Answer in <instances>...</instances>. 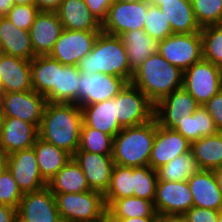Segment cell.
Instances as JSON below:
<instances>
[{
  "instance_id": "obj_12",
  "label": "cell",
  "mask_w": 222,
  "mask_h": 222,
  "mask_svg": "<svg viewBox=\"0 0 222 222\" xmlns=\"http://www.w3.org/2000/svg\"><path fill=\"white\" fill-rule=\"evenodd\" d=\"M199 107L197 101L181 87L155 104L154 118L158 125L175 130Z\"/></svg>"
},
{
  "instance_id": "obj_25",
  "label": "cell",
  "mask_w": 222,
  "mask_h": 222,
  "mask_svg": "<svg viewBox=\"0 0 222 222\" xmlns=\"http://www.w3.org/2000/svg\"><path fill=\"white\" fill-rule=\"evenodd\" d=\"M83 125L113 138L122 130L115 117V97L91 105L81 106Z\"/></svg>"
},
{
  "instance_id": "obj_39",
  "label": "cell",
  "mask_w": 222,
  "mask_h": 222,
  "mask_svg": "<svg viewBox=\"0 0 222 222\" xmlns=\"http://www.w3.org/2000/svg\"><path fill=\"white\" fill-rule=\"evenodd\" d=\"M157 181V172L149 165L134 167V196L153 202Z\"/></svg>"
},
{
  "instance_id": "obj_8",
  "label": "cell",
  "mask_w": 222,
  "mask_h": 222,
  "mask_svg": "<svg viewBox=\"0 0 222 222\" xmlns=\"http://www.w3.org/2000/svg\"><path fill=\"white\" fill-rule=\"evenodd\" d=\"M158 53L184 72L203 59L201 33L172 34L158 42Z\"/></svg>"
},
{
  "instance_id": "obj_4",
  "label": "cell",
  "mask_w": 222,
  "mask_h": 222,
  "mask_svg": "<svg viewBox=\"0 0 222 222\" xmlns=\"http://www.w3.org/2000/svg\"><path fill=\"white\" fill-rule=\"evenodd\" d=\"M157 121L138 126L122 128L113 138L112 158L114 164L129 167H143L149 164Z\"/></svg>"
},
{
  "instance_id": "obj_38",
  "label": "cell",
  "mask_w": 222,
  "mask_h": 222,
  "mask_svg": "<svg viewBox=\"0 0 222 222\" xmlns=\"http://www.w3.org/2000/svg\"><path fill=\"white\" fill-rule=\"evenodd\" d=\"M203 59L222 69V25L201 29Z\"/></svg>"
},
{
  "instance_id": "obj_41",
  "label": "cell",
  "mask_w": 222,
  "mask_h": 222,
  "mask_svg": "<svg viewBox=\"0 0 222 222\" xmlns=\"http://www.w3.org/2000/svg\"><path fill=\"white\" fill-rule=\"evenodd\" d=\"M143 30L158 42L173 34L171 25L161 9L152 5L148 7Z\"/></svg>"
},
{
  "instance_id": "obj_46",
  "label": "cell",
  "mask_w": 222,
  "mask_h": 222,
  "mask_svg": "<svg viewBox=\"0 0 222 222\" xmlns=\"http://www.w3.org/2000/svg\"><path fill=\"white\" fill-rule=\"evenodd\" d=\"M90 12L102 23L106 17L109 7L114 0H84Z\"/></svg>"
},
{
  "instance_id": "obj_5",
  "label": "cell",
  "mask_w": 222,
  "mask_h": 222,
  "mask_svg": "<svg viewBox=\"0 0 222 222\" xmlns=\"http://www.w3.org/2000/svg\"><path fill=\"white\" fill-rule=\"evenodd\" d=\"M53 194L62 222L98 221L107 211L104 194L96 190Z\"/></svg>"
},
{
  "instance_id": "obj_33",
  "label": "cell",
  "mask_w": 222,
  "mask_h": 222,
  "mask_svg": "<svg viewBox=\"0 0 222 222\" xmlns=\"http://www.w3.org/2000/svg\"><path fill=\"white\" fill-rule=\"evenodd\" d=\"M175 130L190 143L201 137L212 136L219 132L212 117L203 106H200L192 116L181 121L180 126Z\"/></svg>"
},
{
  "instance_id": "obj_37",
  "label": "cell",
  "mask_w": 222,
  "mask_h": 222,
  "mask_svg": "<svg viewBox=\"0 0 222 222\" xmlns=\"http://www.w3.org/2000/svg\"><path fill=\"white\" fill-rule=\"evenodd\" d=\"M113 137L101 131L82 125L77 151H88L102 155H112Z\"/></svg>"
},
{
  "instance_id": "obj_58",
  "label": "cell",
  "mask_w": 222,
  "mask_h": 222,
  "mask_svg": "<svg viewBox=\"0 0 222 222\" xmlns=\"http://www.w3.org/2000/svg\"><path fill=\"white\" fill-rule=\"evenodd\" d=\"M13 222H26L22 218H20L18 215L15 217Z\"/></svg>"
},
{
  "instance_id": "obj_36",
  "label": "cell",
  "mask_w": 222,
  "mask_h": 222,
  "mask_svg": "<svg viewBox=\"0 0 222 222\" xmlns=\"http://www.w3.org/2000/svg\"><path fill=\"white\" fill-rule=\"evenodd\" d=\"M107 211L116 219L158 217L152 201L135 196L116 199L107 208Z\"/></svg>"
},
{
  "instance_id": "obj_44",
  "label": "cell",
  "mask_w": 222,
  "mask_h": 222,
  "mask_svg": "<svg viewBox=\"0 0 222 222\" xmlns=\"http://www.w3.org/2000/svg\"><path fill=\"white\" fill-rule=\"evenodd\" d=\"M220 211L192 206L183 216L187 222H218Z\"/></svg>"
},
{
  "instance_id": "obj_30",
  "label": "cell",
  "mask_w": 222,
  "mask_h": 222,
  "mask_svg": "<svg viewBox=\"0 0 222 222\" xmlns=\"http://www.w3.org/2000/svg\"><path fill=\"white\" fill-rule=\"evenodd\" d=\"M47 187L52 193H81L91 190L83 170L73 157L47 182Z\"/></svg>"
},
{
  "instance_id": "obj_24",
  "label": "cell",
  "mask_w": 222,
  "mask_h": 222,
  "mask_svg": "<svg viewBox=\"0 0 222 222\" xmlns=\"http://www.w3.org/2000/svg\"><path fill=\"white\" fill-rule=\"evenodd\" d=\"M56 12L65 30L102 31V23L90 12L84 0H63Z\"/></svg>"
},
{
  "instance_id": "obj_42",
  "label": "cell",
  "mask_w": 222,
  "mask_h": 222,
  "mask_svg": "<svg viewBox=\"0 0 222 222\" xmlns=\"http://www.w3.org/2000/svg\"><path fill=\"white\" fill-rule=\"evenodd\" d=\"M23 193L19 189L14 177L6 169L0 175V204L18 209Z\"/></svg>"
},
{
  "instance_id": "obj_13",
  "label": "cell",
  "mask_w": 222,
  "mask_h": 222,
  "mask_svg": "<svg viewBox=\"0 0 222 222\" xmlns=\"http://www.w3.org/2000/svg\"><path fill=\"white\" fill-rule=\"evenodd\" d=\"M153 204L158 216L184 215L193 206L188 182L157 181Z\"/></svg>"
},
{
  "instance_id": "obj_47",
  "label": "cell",
  "mask_w": 222,
  "mask_h": 222,
  "mask_svg": "<svg viewBox=\"0 0 222 222\" xmlns=\"http://www.w3.org/2000/svg\"><path fill=\"white\" fill-rule=\"evenodd\" d=\"M63 0H35V5L40 11L56 12Z\"/></svg>"
},
{
  "instance_id": "obj_31",
  "label": "cell",
  "mask_w": 222,
  "mask_h": 222,
  "mask_svg": "<svg viewBox=\"0 0 222 222\" xmlns=\"http://www.w3.org/2000/svg\"><path fill=\"white\" fill-rule=\"evenodd\" d=\"M58 61L47 56H35L31 60L33 90L46 97L57 87Z\"/></svg>"
},
{
  "instance_id": "obj_52",
  "label": "cell",
  "mask_w": 222,
  "mask_h": 222,
  "mask_svg": "<svg viewBox=\"0 0 222 222\" xmlns=\"http://www.w3.org/2000/svg\"><path fill=\"white\" fill-rule=\"evenodd\" d=\"M215 178L217 180L218 187L222 193V167H218L213 170Z\"/></svg>"
},
{
  "instance_id": "obj_32",
  "label": "cell",
  "mask_w": 222,
  "mask_h": 222,
  "mask_svg": "<svg viewBox=\"0 0 222 222\" xmlns=\"http://www.w3.org/2000/svg\"><path fill=\"white\" fill-rule=\"evenodd\" d=\"M191 152L199 169L214 170L222 167V132L192 142Z\"/></svg>"
},
{
  "instance_id": "obj_60",
  "label": "cell",
  "mask_w": 222,
  "mask_h": 222,
  "mask_svg": "<svg viewBox=\"0 0 222 222\" xmlns=\"http://www.w3.org/2000/svg\"><path fill=\"white\" fill-rule=\"evenodd\" d=\"M218 222H222V210H220Z\"/></svg>"
},
{
  "instance_id": "obj_14",
  "label": "cell",
  "mask_w": 222,
  "mask_h": 222,
  "mask_svg": "<svg viewBox=\"0 0 222 222\" xmlns=\"http://www.w3.org/2000/svg\"><path fill=\"white\" fill-rule=\"evenodd\" d=\"M7 169L23 194L47 186V182L41 176L33 147L8 155Z\"/></svg>"
},
{
  "instance_id": "obj_26",
  "label": "cell",
  "mask_w": 222,
  "mask_h": 222,
  "mask_svg": "<svg viewBox=\"0 0 222 222\" xmlns=\"http://www.w3.org/2000/svg\"><path fill=\"white\" fill-rule=\"evenodd\" d=\"M0 44L4 54L29 61L35 57L29 31L18 28L6 17H0Z\"/></svg>"
},
{
  "instance_id": "obj_28",
  "label": "cell",
  "mask_w": 222,
  "mask_h": 222,
  "mask_svg": "<svg viewBox=\"0 0 222 222\" xmlns=\"http://www.w3.org/2000/svg\"><path fill=\"white\" fill-rule=\"evenodd\" d=\"M80 73L77 66L58 62L57 87L46 96L47 102L79 105Z\"/></svg>"
},
{
  "instance_id": "obj_22",
  "label": "cell",
  "mask_w": 222,
  "mask_h": 222,
  "mask_svg": "<svg viewBox=\"0 0 222 222\" xmlns=\"http://www.w3.org/2000/svg\"><path fill=\"white\" fill-rule=\"evenodd\" d=\"M150 5L159 7L169 21L173 34L200 32L191 0H147Z\"/></svg>"
},
{
  "instance_id": "obj_34",
  "label": "cell",
  "mask_w": 222,
  "mask_h": 222,
  "mask_svg": "<svg viewBox=\"0 0 222 222\" xmlns=\"http://www.w3.org/2000/svg\"><path fill=\"white\" fill-rule=\"evenodd\" d=\"M134 167L115 164L104 200L108 208L116 199L134 196Z\"/></svg>"
},
{
  "instance_id": "obj_16",
  "label": "cell",
  "mask_w": 222,
  "mask_h": 222,
  "mask_svg": "<svg viewBox=\"0 0 222 222\" xmlns=\"http://www.w3.org/2000/svg\"><path fill=\"white\" fill-rule=\"evenodd\" d=\"M17 215L26 222H62L55 196L47 186L38 191L24 193Z\"/></svg>"
},
{
  "instance_id": "obj_57",
  "label": "cell",
  "mask_w": 222,
  "mask_h": 222,
  "mask_svg": "<svg viewBox=\"0 0 222 222\" xmlns=\"http://www.w3.org/2000/svg\"><path fill=\"white\" fill-rule=\"evenodd\" d=\"M4 114L1 110V107H0V132H1V129H2V126H3V121H4Z\"/></svg>"
},
{
  "instance_id": "obj_45",
  "label": "cell",
  "mask_w": 222,
  "mask_h": 222,
  "mask_svg": "<svg viewBox=\"0 0 222 222\" xmlns=\"http://www.w3.org/2000/svg\"><path fill=\"white\" fill-rule=\"evenodd\" d=\"M212 117L219 132H222V89L215 94L204 106Z\"/></svg>"
},
{
  "instance_id": "obj_55",
  "label": "cell",
  "mask_w": 222,
  "mask_h": 222,
  "mask_svg": "<svg viewBox=\"0 0 222 222\" xmlns=\"http://www.w3.org/2000/svg\"><path fill=\"white\" fill-rule=\"evenodd\" d=\"M14 5H35V0H12Z\"/></svg>"
},
{
  "instance_id": "obj_53",
  "label": "cell",
  "mask_w": 222,
  "mask_h": 222,
  "mask_svg": "<svg viewBox=\"0 0 222 222\" xmlns=\"http://www.w3.org/2000/svg\"><path fill=\"white\" fill-rule=\"evenodd\" d=\"M99 222H121L119 219H116L112 214L106 211L103 216L99 219Z\"/></svg>"
},
{
  "instance_id": "obj_49",
  "label": "cell",
  "mask_w": 222,
  "mask_h": 222,
  "mask_svg": "<svg viewBox=\"0 0 222 222\" xmlns=\"http://www.w3.org/2000/svg\"><path fill=\"white\" fill-rule=\"evenodd\" d=\"M13 5L12 0H0V17H5Z\"/></svg>"
},
{
  "instance_id": "obj_23",
  "label": "cell",
  "mask_w": 222,
  "mask_h": 222,
  "mask_svg": "<svg viewBox=\"0 0 222 222\" xmlns=\"http://www.w3.org/2000/svg\"><path fill=\"white\" fill-rule=\"evenodd\" d=\"M187 182L193 196V206L222 210V193L213 170L199 169Z\"/></svg>"
},
{
  "instance_id": "obj_3",
  "label": "cell",
  "mask_w": 222,
  "mask_h": 222,
  "mask_svg": "<svg viewBox=\"0 0 222 222\" xmlns=\"http://www.w3.org/2000/svg\"><path fill=\"white\" fill-rule=\"evenodd\" d=\"M131 83L154 104L183 87V71L159 53L149 56L135 71Z\"/></svg>"
},
{
  "instance_id": "obj_51",
  "label": "cell",
  "mask_w": 222,
  "mask_h": 222,
  "mask_svg": "<svg viewBox=\"0 0 222 222\" xmlns=\"http://www.w3.org/2000/svg\"><path fill=\"white\" fill-rule=\"evenodd\" d=\"M157 217H133L127 219H119L121 222H153Z\"/></svg>"
},
{
  "instance_id": "obj_2",
  "label": "cell",
  "mask_w": 222,
  "mask_h": 222,
  "mask_svg": "<svg viewBox=\"0 0 222 222\" xmlns=\"http://www.w3.org/2000/svg\"><path fill=\"white\" fill-rule=\"evenodd\" d=\"M77 68L80 72L89 75L102 73L122 77L128 83L131 82L134 74L129 66L121 37L103 31L98 34L92 51L80 59Z\"/></svg>"
},
{
  "instance_id": "obj_61",
  "label": "cell",
  "mask_w": 222,
  "mask_h": 222,
  "mask_svg": "<svg viewBox=\"0 0 222 222\" xmlns=\"http://www.w3.org/2000/svg\"><path fill=\"white\" fill-rule=\"evenodd\" d=\"M153 222H164L159 216Z\"/></svg>"
},
{
  "instance_id": "obj_10",
  "label": "cell",
  "mask_w": 222,
  "mask_h": 222,
  "mask_svg": "<svg viewBox=\"0 0 222 222\" xmlns=\"http://www.w3.org/2000/svg\"><path fill=\"white\" fill-rule=\"evenodd\" d=\"M150 6L144 2H116L109 7L107 17L102 22V31L115 36L135 29H144L145 16Z\"/></svg>"
},
{
  "instance_id": "obj_50",
  "label": "cell",
  "mask_w": 222,
  "mask_h": 222,
  "mask_svg": "<svg viewBox=\"0 0 222 222\" xmlns=\"http://www.w3.org/2000/svg\"><path fill=\"white\" fill-rule=\"evenodd\" d=\"M164 222H187L183 215H163L159 216Z\"/></svg>"
},
{
  "instance_id": "obj_29",
  "label": "cell",
  "mask_w": 222,
  "mask_h": 222,
  "mask_svg": "<svg viewBox=\"0 0 222 222\" xmlns=\"http://www.w3.org/2000/svg\"><path fill=\"white\" fill-rule=\"evenodd\" d=\"M34 151L42 178L48 182L72 158V156L52 143L37 137Z\"/></svg>"
},
{
  "instance_id": "obj_6",
  "label": "cell",
  "mask_w": 222,
  "mask_h": 222,
  "mask_svg": "<svg viewBox=\"0 0 222 222\" xmlns=\"http://www.w3.org/2000/svg\"><path fill=\"white\" fill-rule=\"evenodd\" d=\"M155 104L131 82L115 96V117L122 128L154 119Z\"/></svg>"
},
{
  "instance_id": "obj_54",
  "label": "cell",
  "mask_w": 222,
  "mask_h": 222,
  "mask_svg": "<svg viewBox=\"0 0 222 222\" xmlns=\"http://www.w3.org/2000/svg\"><path fill=\"white\" fill-rule=\"evenodd\" d=\"M7 169V155L0 152V175Z\"/></svg>"
},
{
  "instance_id": "obj_27",
  "label": "cell",
  "mask_w": 222,
  "mask_h": 222,
  "mask_svg": "<svg viewBox=\"0 0 222 222\" xmlns=\"http://www.w3.org/2000/svg\"><path fill=\"white\" fill-rule=\"evenodd\" d=\"M128 63L134 72L149 56L158 53V41L148 35L143 29H135L121 36Z\"/></svg>"
},
{
  "instance_id": "obj_43",
  "label": "cell",
  "mask_w": 222,
  "mask_h": 222,
  "mask_svg": "<svg viewBox=\"0 0 222 222\" xmlns=\"http://www.w3.org/2000/svg\"><path fill=\"white\" fill-rule=\"evenodd\" d=\"M39 11L36 5H13L5 17L18 28L29 31Z\"/></svg>"
},
{
  "instance_id": "obj_48",
  "label": "cell",
  "mask_w": 222,
  "mask_h": 222,
  "mask_svg": "<svg viewBox=\"0 0 222 222\" xmlns=\"http://www.w3.org/2000/svg\"><path fill=\"white\" fill-rule=\"evenodd\" d=\"M16 216V208L0 204V222H13Z\"/></svg>"
},
{
  "instance_id": "obj_19",
  "label": "cell",
  "mask_w": 222,
  "mask_h": 222,
  "mask_svg": "<svg viewBox=\"0 0 222 222\" xmlns=\"http://www.w3.org/2000/svg\"><path fill=\"white\" fill-rule=\"evenodd\" d=\"M62 31L57 12L39 11L29 30L35 56L49 55Z\"/></svg>"
},
{
  "instance_id": "obj_11",
  "label": "cell",
  "mask_w": 222,
  "mask_h": 222,
  "mask_svg": "<svg viewBox=\"0 0 222 222\" xmlns=\"http://www.w3.org/2000/svg\"><path fill=\"white\" fill-rule=\"evenodd\" d=\"M100 32L63 29L49 56L63 65L77 66L92 51Z\"/></svg>"
},
{
  "instance_id": "obj_9",
  "label": "cell",
  "mask_w": 222,
  "mask_h": 222,
  "mask_svg": "<svg viewBox=\"0 0 222 222\" xmlns=\"http://www.w3.org/2000/svg\"><path fill=\"white\" fill-rule=\"evenodd\" d=\"M46 97L35 90L4 93L0 97V107L5 117H15L40 128Z\"/></svg>"
},
{
  "instance_id": "obj_15",
  "label": "cell",
  "mask_w": 222,
  "mask_h": 222,
  "mask_svg": "<svg viewBox=\"0 0 222 222\" xmlns=\"http://www.w3.org/2000/svg\"><path fill=\"white\" fill-rule=\"evenodd\" d=\"M79 106L91 105L114 98L128 83L124 78L94 73H80Z\"/></svg>"
},
{
  "instance_id": "obj_18",
  "label": "cell",
  "mask_w": 222,
  "mask_h": 222,
  "mask_svg": "<svg viewBox=\"0 0 222 222\" xmlns=\"http://www.w3.org/2000/svg\"><path fill=\"white\" fill-rule=\"evenodd\" d=\"M73 158L83 170L90 189L104 194L109 187L115 165L112 155L76 151Z\"/></svg>"
},
{
  "instance_id": "obj_35",
  "label": "cell",
  "mask_w": 222,
  "mask_h": 222,
  "mask_svg": "<svg viewBox=\"0 0 222 222\" xmlns=\"http://www.w3.org/2000/svg\"><path fill=\"white\" fill-rule=\"evenodd\" d=\"M199 170L193 153L178 155L156 170L158 181H187Z\"/></svg>"
},
{
  "instance_id": "obj_40",
  "label": "cell",
  "mask_w": 222,
  "mask_h": 222,
  "mask_svg": "<svg viewBox=\"0 0 222 222\" xmlns=\"http://www.w3.org/2000/svg\"><path fill=\"white\" fill-rule=\"evenodd\" d=\"M201 28L222 25V0H191Z\"/></svg>"
},
{
  "instance_id": "obj_20",
  "label": "cell",
  "mask_w": 222,
  "mask_h": 222,
  "mask_svg": "<svg viewBox=\"0 0 222 222\" xmlns=\"http://www.w3.org/2000/svg\"><path fill=\"white\" fill-rule=\"evenodd\" d=\"M39 130L28 122L15 117H4L0 132V152L11 155L34 146Z\"/></svg>"
},
{
  "instance_id": "obj_21",
  "label": "cell",
  "mask_w": 222,
  "mask_h": 222,
  "mask_svg": "<svg viewBox=\"0 0 222 222\" xmlns=\"http://www.w3.org/2000/svg\"><path fill=\"white\" fill-rule=\"evenodd\" d=\"M0 80L2 82L3 93L33 90L31 61L1 52Z\"/></svg>"
},
{
  "instance_id": "obj_7",
  "label": "cell",
  "mask_w": 222,
  "mask_h": 222,
  "mask_svg": "<svg viewBox=\"0 0 222 222\" xmlns=\"http://www.w3.org/2000/svg\"><path fill=\"white\" fill-rule=\"evenodd\" d=\"M183 88L204 106L222 89V69L202 59L183 72Z\"/></svg>"
},
{
  "instance_id": "obj_59",
  "label": "cell",
  "mask_w": 222,
  "mask_h": 222,
  "mask_svg": "<svg viewBox=\"0 0 222 222\" xmlns=\"http://www.w3.org/2000/svg\"><path fill=\"white\" fill-rule=\"evenodd\" d=\"M3 87H2V82L0 80V97L3 95Z\"/></svg>"
},
{
  "instance_id": "obj_56",
  "label": "cell",
  "mask_w": 222,
  "mask_h": 222,
  "mask_svg": "<svg viewBox=\"0 0 222 222\" xmlns=\"http://www.w3.org/2000/svg\"><path fill=\"white\" fill-rule=\"evenodd\" d=\"M116 2L134 3V2H144L147 0H114Z\"/></svg>"
},
{
  "instance_id": "obj_17",
  "label": "cell",
  "mask_w": 222,
  "mask_h": 222,
  "mask_svg": "<svg viewBox=\"0 0 222 222\" xmlns=\"http://www.w3.org/2000/svg\"><path fill=\"white\" fill-rule=\"evenodd\" d=\"M191 151V143L176 130L162 127L157 123V129L149 166L157 170L178 155Z\"/></svg>"
},
{
  "instance_id": "obj_1",
  "label": "cell",
  "mask_w": 222,
  "mask_h": 222,
  "mask_svg": "<svg viewBox=\"0 0 222 222\" xmlns=\"http://www.w3.org/2000/svg\"><path fill=\"white\" fill-rule=\"evenodd\" d=\"M82 125V110L79 105L47 102L39 137L73 157L79 148Z\"/></svg>"
},
{
  "instance_id": "obj_62",
  "label": "cell",
  "mask_w": 222,
  "mask_h": 222,
  "mask_svg": "<svg viewBox=\"0 0 222 222\" xmlns=\"http://www.w3.org/2000/svg\"><path fill=\"white\" fill-rule=\"evenodd\" d=\"M74 222H85V221H74ZM93 222H99V220L98 221H93Z\"/></svg>"
}]
</instances>
